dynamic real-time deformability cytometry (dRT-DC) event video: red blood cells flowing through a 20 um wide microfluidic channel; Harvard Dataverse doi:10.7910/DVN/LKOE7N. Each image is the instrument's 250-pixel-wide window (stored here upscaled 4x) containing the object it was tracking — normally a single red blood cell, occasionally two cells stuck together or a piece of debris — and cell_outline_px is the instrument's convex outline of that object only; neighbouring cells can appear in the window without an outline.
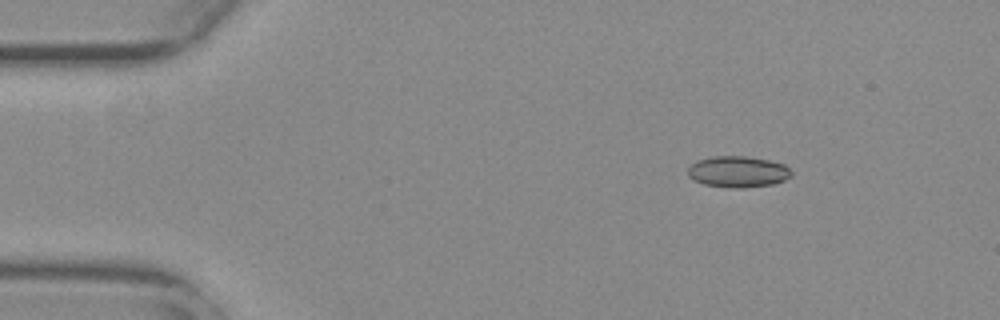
{"species": "common noctule bat (a hibernating species)", "species_latin": "Nyctalus noctula", "temperature_condition": "warm", "stored_images_in_passage": 49, "camera_frame_rate_fps": 3000, "um_per_image_px": 0.085, "animal": {"sex": "female", "body_mass_g": 29.2, "forearm_length_mm": 56.3}, "frame": {"image": 1, "passage_image": 2, "time_ms": 0.333, "image_size_px": [1000, 320], "cell_outline_px": [[792, 176], [784, 180], [772, 184], [740, 188], [732, 188], [704, 184], [688, 176], [688, 168], [696, 160], [712, 156], [744, 156], [768, 160], [784, 164], [792, 172]], "centroid_in_image_um": [62.72, 14.59], "position_along_channel_um": 22.3, "area_um2": 18.73}}
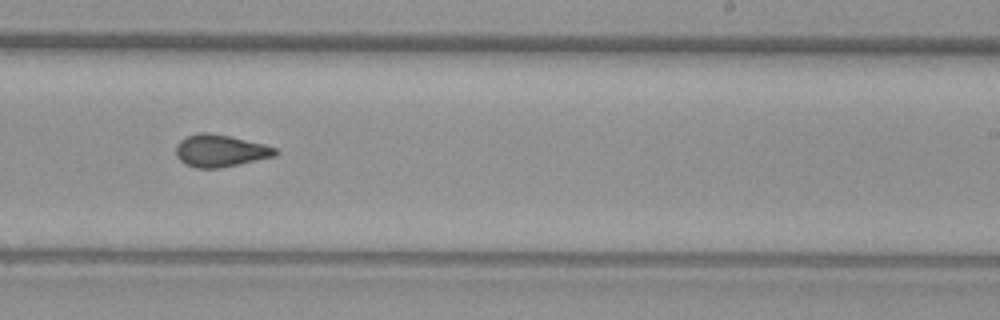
{"frame": {"image": 2, "passage_image": 28, "time_ms": 9.0, "image_size_px": [1000, 320], "cell_outline_px": [[280, 152], [276, 156], [220, 168], [196, 168], [184, 164], [176, 156], [176, 144], [180, 140], [188, 136], [200, 132], [208, 132], [228, 136], [264, 144], [276, 148]], "centroid_in_image_um": [18.72, 12.82], "position_along_channel_um": 270.3, "area_um2": 18.67}}
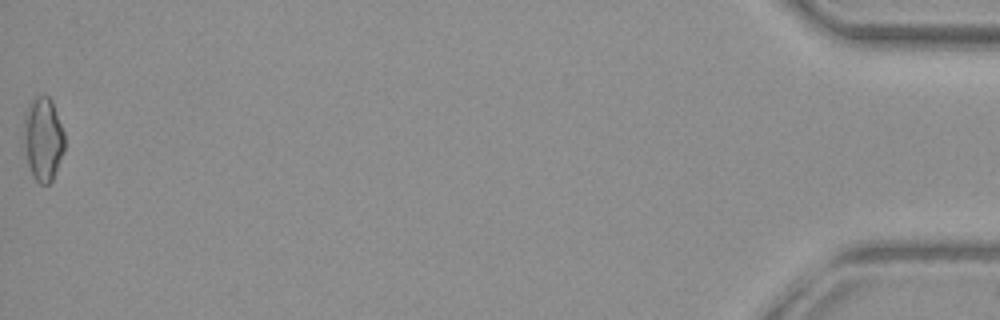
{"frame": {"image": 3, "passage_image": 49, "time_ms": 16.0, "image_size_px": [1000, 320], "cell_outline_px": [[64, 152], [52, 180], [48, 184], [40, 184], [32, 176], [28, 164], [24, 124], [24, 112], [28, 104], [36, 96], [48, 96], [52, 100], [64, 132]], "centroid_in_image_um": [3.68, 11.8], "position_along_channel_um": 431.5, "area_um2": 19.65}, "authors_computed_cell_mechanics": {"area_um2": 18.496, "velocity_mm_per_s": 3.8104, "shape_relaxation_time_tau1_ms": null, "shape_relaxation_time_tau2_ms": 1.392, "deformation_change_tau1": null, "deformation_change_tau2": 0.0532}}